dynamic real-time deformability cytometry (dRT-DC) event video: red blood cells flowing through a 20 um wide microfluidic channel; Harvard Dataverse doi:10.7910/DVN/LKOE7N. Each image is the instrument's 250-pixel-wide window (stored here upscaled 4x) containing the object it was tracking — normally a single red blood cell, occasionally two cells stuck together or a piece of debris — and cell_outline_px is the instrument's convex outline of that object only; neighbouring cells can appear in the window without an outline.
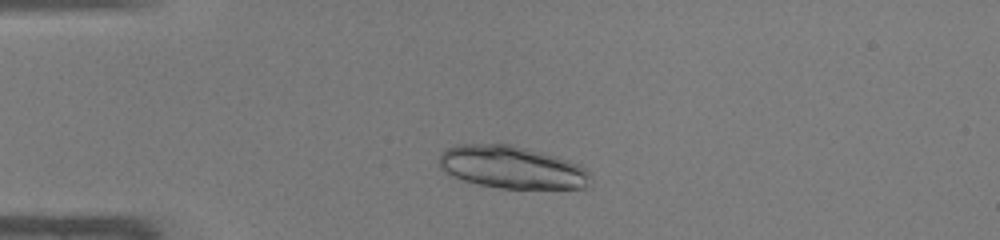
{"species": "common noctule bat (a hibernating species)", "species_latin": "Nyctalus noctula", "temperature_condition": "warm", "stored_images_in_passage": 41, "camera_frame_rate_fps": 3000, "um_per_image_px": 0.085, "animal": {"sex": "male", "body_mass_g": 19.0, "forearm_length_mm": 50.8}, "frame": {"image": 1, "passage_image": 5, "time_ms": 1.333, "image_size_px": [1000, 240], "cell_outline_px": [[592, 176], [584, 188], [500, 188], [480, 184], [464, 180], [452, 176], [440, 168], [440, 152], [456, 144], [512, 144], [556, 156], [580, 164], [588, 168]], "centroid_in_image_um": [43.53, 14.21], "position_along_channel_um": 41.5, "area_um2": 37.51}}
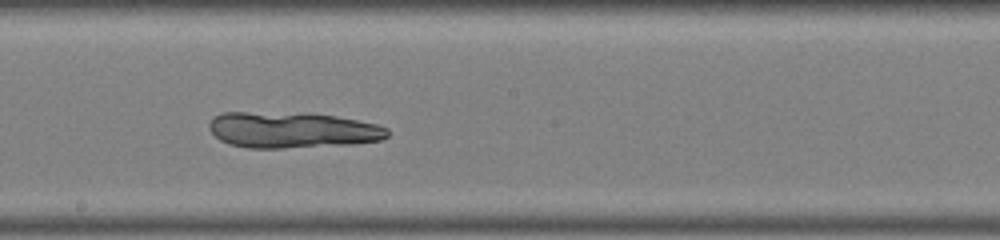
{"frame": {"image": 2, "passage_image": 20, "time_ms": 6.333, "image_size_px": [1000, 240], "cell_outline_px": [[388, 136], [380, 140], [356, 144], [280, 148], [248, 148], [228, 144], [220, 140], [208, 128], [208, 124], [216, 116], [224, 112], [244, 112], [336, 116], [376, 124], [388, 128]], "centroid_in_image_um": [24.83, 11.08], "position_along_channel_um": 223.4, "area_um2": 36.82}}
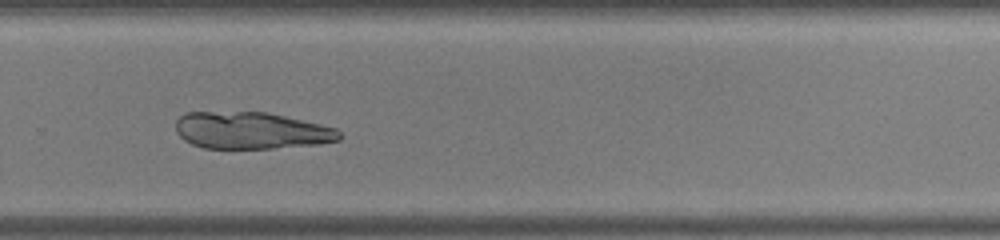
{"frame": {"image": 3, "passage_image": 26, "time_ms": 8.333, "image_size_px": [1000, 240], "cell_outline_px": [[344, 136], [340, 140], [316, 144], [272, 148], [204, 148], [192, 144], [184, 140], [176, 132], [176, 120], [184, 112], [268, 112], [320, 124], [336, 128]], "centroid_in_image_um": [21.35, 11.09], "position_along_channel_um": 308.4, "area_um2": 35.26}}